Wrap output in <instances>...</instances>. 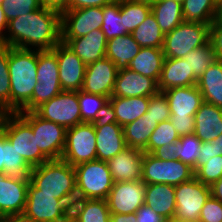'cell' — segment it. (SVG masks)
Segmentation results:
<instances>
[{"label":"cell","mask_w":222,"mask_h":222,"mask_svg":"<svg viewBox=\"0 0 222 222\" xmlns=\"http://www.w3.org/2000/svg\"><path fill=\"white\" fill-rule=\"evenodd\" d=\"M163 93L169 103L170 116L194 117L204 102L202 93L196 85L174 87L163 91Z\"/></svg>","instance_id":"cell-21"},{"label":"cell","mask_w":222,"mask_h":222,"mask_svg":"<svg viewBox=\"0 0 222 222\" xmlns=\"http://www.w3.org/2000/svg\"><path fill=\"white\" fill-rule=\"evenodd\" d=\"M137 222H165L166 219L157 214L146 204H143L136 212Z\"/></svg>","instance_id":"cell-52"},{"label":"cell","mask_w":222,"mask_h":222,"mask_svg":"<svg viewBox=\"0 0 222 222\" xmlns=\"http://www.w3.org/2000/svg\"><path fill=\"white\" fill-rule=\"evenodd\" d=\"M159 92L158 83L147 76L127 69L118 70L111 96L115 97H151Z\"/></svg>","instance_id":"cell-18"},{"label":"cell","mask_w":222,"mask_h":222,"mask_svg":"<svg viewBox=\"0 0 222 222\" xmlns=\"http://www.w3.org/2000/svg\"><path fill=\"white\" fill-rule=\"evenodd\" d=\"M183 60L187 61L190 72L198 79L217 58L212 45L208 42L200 48L192 49Z\"/></svg>","instance_id":"cell-38"},{"label":"cell","mask_w":222,"mask_h":222,"mask_svg":"<svg viewBox=\"0 0 222 222\" xmlns=\"http://www.w3.org/2000/svg\"><path fill=\"white\" fill-rule=\"evenodd\" d=\"M87 66L106 55L107 39L101 29L75 39H61Z\"/></svg>","instance_id":"cell-20"},{"label":"cell","mask_w":222,"mask_h":222,"mask_svg":"<svg viewBox=\"0 0 222 222\" xmlns=\"http://www.w3.org/2000/svg\"><path fill=\"white\" fill-rule=\"evenodd\" d=\"M97 160L108 162L115 155L127 148L123 127L118 123H110L95 127Z\"/></svg>","instance_id":"cell-23"},{"label":"cell","mask_w":222,"mask_h":222,"mask_svg":"<svg viewBox=\"0 0 222 222\" xmlns=\"http://www.w3.org/2000/svg\"><path fill=\"white\" fill-rule=\"evenodd\" d=\"M4 216L1 214V212H0V222H3V220H4Z\"/></svg>","instance_id":"cell-66"},{"label":"cell","mask_w":222,"mask_h":222,"mask_svg":"<svg viewBox=\"0 0 222 222\" xmlns=\"http://www.w3.org/2000/svg\"><path fill=\"white\" fill-rule=\"evenodd\" d=\"M201 144L202 141L194 133L180 136L176 159L195 169L200 156Z\"/></svg>","instance_id":"cell-40"},{"label":"cell","mask_w":222,"mask_h":222,"mask_svg":"<svg viewBox=\"0 0 222 222\" xmlns=\"http://www.w3.org/2000/svg\"><path fill=\"white\" fill-rule=\"evenodd\" d=\"M165 222H177V221H175L174 219H172V220H166Z\"/></svg>","instance_id":"cell-69"},{"label":"cell","mask_w":222,"mask_h":222,"mask_svg":"<svg viewBox=\"0 0 222 222\" xmlns=\"http://www.w3.org/2000/svg\"><path fill=\"white\" fill-rule=\"evenodd\" d=\"M63 222H75V221L71 217V218L65 219Z\"/></svg>","instance_id":"cell-65"},{"label":"cell","mask_w":222,"mask_h":222,"mask_svg":"<svg viewBox=\"0 0 222 222\" xmlns=\"http://www.w3.org/2000/svg\"><path fill=\"white\" fill-rule=\"evenodd\" d=\"M197 80L193 72H190L187 61L183 58H165L158 81V89L159 92H163L174 87L193 86L196 85Z\"/></svg>","instance_id":"cell-24"},{"label":"cell","mask_w":222,"mask_h":222,"mask_svg":"<svg viewBox=\"0 0 222 222\" xmlns=\"http://www.w3.org/2000/svg\"><path fill=\"white\" fill-rule=\"evenodd\" d=\"M6 147V174L10 177H17L22 179H30V172L32 168L25 162V160L18 155V152L11 145V142L5 135Z\"/></svg>","instance_id":"cell-43"},{"label":"cell","mask_w":222,"mask_h":222,"mask_svg":"<svg viewBox=\"0 0 222 222\" xmlns=\"http://www.w3.org/2000/svg\"><path fill=\"white\" fill-rule=\"evenodd\" d=\"M151 12L164 35L183 22L182 4L177 1L155 0L151 4Z\"/></svg>","instance_id":"cell-32"},{"label":"cell","mask_w":222,"mask_h":222,"mask_svg":"<svg viewBox=\"0 0 222 222\" xmlns=\"http://www.w3.org/2000/svg\"><path fill=\"white\" fill-rule=\"evenodd\" d=\"M115 115L116 123L122 127L142 117L148 110L150 97H115L109 98Z\"/></svg>","instance_id":"cell-30"},{"label":"cell","mask_w":222,"mask_h":222,"mask_svg":"<svg viewBox=\"0 0 222 222\" xmlns=\"http://www.w3.org/2000/svg\"><path fill=\"white\" fill-rule=\"evenodd\" d=\"M145 188L142 180L114 182L106 199L110 213H135L144 204Z\"/></svg>","instance_id":"cell-14"},{"label":"cell","mask_w":222,"mask_h":222,"mask_svg":"<svg viewBox=\"0 0 222 222\" xmlns=\"http://www.w3.org/2000/svg\"><path fill=\"white\" fill-rule=\"evenodd\" d=\"M165 55L161 48L142 47L129 64V69L143 76L160 79Z\"/></svg>","instance_id":"cell-29"},{"label":"cell","mask_w":222,"mask_h":222,"mask_svg":"<svg viewBox=\"0 0 222 222\" xmlns=\"http://www.w3.org/2000/svg\"><path fill=\"white\" fill-rule=\"evenodd\" d=\"M210 196V186L199 182L195 177L175 186L174 220L177 222L199 220L201 209Z\"/></svg>","instance_id":"cell-10"},{"label":"cell","mask_w":222,"mask_h":222,"mask_svg":"<svg viewBox=\"0 0 222 222\" xmlns=\"http://www.w3.org/2000/svg\"><path fill=\"white\" fill-rule=\"evenodd\" d=\"M118 69L109 59H103L92 62L86 66L82 91L89 94H98L111 97Z\"/></svg>","instance_id":"cell-16"},{"label":"cell","mask_w":222,"mask_h":222,"mask_svg":"<svg viewBox=\"0 0 222 222\" xmlns=\"http://www.w3.org/2000/svg\"><path fill=\"white\" fill-rule=\"evenodd\" d=\"M217 0H184L182 3L183 21L211 25L218 17Z\"/></svg>","instance_id":"cell-33"},{"label":"cell","mask_w":222,"mask_h":222,"mask_svg":"<svg viewBox=\"0 0 222 222\" xmlns=\"http://www.w3.org/2000/svg\"><path fill=\"white\" fill-rule=\"evenodd\" d=\"M89 200L86 192L76 183L72 189L58 199L57 206L71 218L72 215Z\"/></svg>","instance_id":"cell-45"},{"label":"cell","mask_w":222,"mask_h":222,"mask_svg":"<svg viewBox=\"0 0 222 222\" xmlns=\"http://www.w3.org/2000/svg\"><path fill=\"white\" fill-rule=\"evenodd\" d=\"M45 8H50L62 13L69 9V0H40Z\"/></svg>","instance_id":"cell-55"},{"label":"cell","mask_w":222,"mask_h":222,"mask_svg":"<svg viewBox=\"0 0 222 222\" xmlns=\"http://www.w3.org/2000/svg\"><path fill=\"white\" fill-rule=\"evenodd\" d=\"M170 121L179 136H185L194 133V117L170 116Z\"/></svg>","instance_id":"cell-50"},{"label":"cell","mask_w":222,"mask_h":222,"mask_svg":"<svg viewBox=\"0 0 222 222\" xmlns=\"http://www.w3.org/2000/svg\"><path fill=\"white\" fill-rule=\"evenodd\" d=\"M210 25L198 22H182L165 34L162 51L165 58H183L192 49L209 42Z\"/></svg>","instance_id":"cell-6"},{"label":"cell","mask_w":222,"mask_h":222,"mask_svg":"<svg viewBox=\"0 0 222 222\" xmlns=\"http://www.w3.org/2000/svg\"><path fill=\"white\" fill-rule=\"evenodd\" d=\"M147 113L158 123L170 120L169 103L163 92H158L150 97Z\"/></svg>","instance_id":"cell-47"},{"label":"cell","mask_w":222,"mask_h":222,"mask_svg":"<svg viewBox=\"0 0 222 222\" xmlns=\"http://www.w3.org/2000/svg\"><path fill=\"white\" fill-rule=\"evenodd\" d=\"M144 204L166 220L174 219L176 212L175 186L168 184H147Z\"/></svg>","instance_id":"cell-26"},{"label":"cell","mask_w":222,"mask_h":222,"mask_svg":"<svg viewBox=\"0 0 222 222\" xmlns=\"http://www.w3.org/2000/svg\"><path fill=\"white\" fill-rule=\"evenodd\" d=\"M173 1H177V2H179L181 4L184 2V0H173Z\"/></svg>","instance_id":"cell-68"},{"label":"cell","mask_w":222,"mask_h":222,"mask_svg":"<svg viewBox=\"0 0 222 222\" xmlns=\"http://www.w3.org/2000/svg\"><path fill=\"white\" fill-rule=\"evenodd\" d=\"M114 0H69V9H78L85 7H104Z\"/></svg>","instance_id":"cell-54"},{"label":"cell","mask_w":222,"mask_h":222,"mask_svg":"<svg viewBox=\"0 0 222 222\" xmlns=\"http://www.w3.org/2000/svg\"><path fill=\"white\" fill-rule=\"evenodd\" d=\"M182 222H201L200 220H195V221H182Z\"/></svg>","instance_id":"cell-67"},{"label":"cell","mask_w":222,"mask_h":222,"mask_svg":"<svg viewBox=\"0 0 222 222\" xmlns=\"http://www.w3.org/2000/svg\"><path fill=\"white\" fill-rule=\"evenodd\" d=\"M211 143L214 145L215 156L222 155V134L217 137L215 140H212Z\"/></svg>","instance_id":"cell-62"},{"label":"cell","mask_w":222,"mask_h":222,"mask_svg":"<svg viewBox=\"0 0 222 222\" xmlns=\"http://www.w3.org/2000/svg\"><path fill=\"white\" fill-rule=\"evenodd\" d=\"M151 4L121 0V19L127 34H131L149 15Z\"/></svg>","instance_id":"cell-37"},{"label":"cell","mask_w":222,"mask_h":222,"mask_svg":"<svg viewBox=\"0 0 222 222\" xmlns=\"http://www.w3.org/2000/svg\"><path fill=\"white\" fill-rule=\"evenodd\" d=\"M75 184L73 166L62 159L49 160L32 168L27 194L56 195V199H59Z\"/></svg>","instance_id":"cell-3"},{"label":"cell","mask_w":222,"mask_h":222,"mask_svg":"<svg viewBox=\"0 0 222 222\" xmlns=\"http://www.w3.org/2000/svg\"><path fill=\"white\" fill-rule=\"evenodd\" d=\"M177 150H178V141L158 147L151 154L164 161L173 160L176 159Z\"/></svg>","instance_id":"cell-53"},{"label":"cell","mask_w":222,"mask_h":222,"mask_svg":"<svg viewBox=\"0 0 222 222\" xmlns=\"http://www.w3.org/2000/svg\"><path fill=\"white\" fill-rule=\"evenodd\" d=\"M199 220L201 222H222V202L210 196L201 209Z\"/></svg>","instance_id":"cell-48"},{"label":"cell","mask_w":222,"mask_h":222,"mask_svg":"<svg viewBox=\"0 0 222 222\" xmlns=\"http://www.w3.org/2000/svg\"><path fill=\"white\" fill-rule=\"evenodd\" d=\"M3 222H36V221L31 217H28L24 213H19L16 215L5 217Z\"/></svg>","instance_id":"cell-60"},{"label":"cell","mask_w":222,"mask_h":222,"mask_svg":"<svg viewBox=\"0 0 222 222\" xmlns=\"http://www.w3.org/2000/svg\"><path fill=\"white\" fill-rule=\"evenodd\" d=\"M141 47L132 34L117 36L107 40L106 58H109L118 70L127 69Z\"/></svg>","instance_id":"cell-28"},{"label":"cell","mask_w":222,"mask_h":222,"mask_svg":"<svg viewBox=\"0 0 222 222\" xmlns=\"http://www.w3.org/2000/svg\"><path fill=\"white\" fill-rule=\"evenodd\" d=\"M35 112L45 120L57 123L66 129L82 123L78 91H61Z\"/></svg>","instance_id":"cell-12"},{"label":"cell","mask_w":222,"mask_h":222,"mask_svg":"<svg viewBox=\"0 0 222 222\" xmlns=\"http://www.w3.org/2000/svg\"><path fill=\"white\" fill-rule=\"evenodd\" d=\"M209 42L215 51L216 58L222 60V17H217L210 25Z\"/></svg>","instance_id":"cell-49"},{"label":"cell","mask_w":222,"mask_h":222,"mask_svg":"<svg viewBox=\"0 0 222 222\" xmlns=\"http://www.w3.org/2000/svg\"><path fill=\"white\" fill-rule=\"evenodd\" d=\"M9 46L0 44V111L10 113Z\"/></svg>","instance_id":"cell-39"},{"label":"cell","mask_w":222,"mask_h":222,"mask_svg":"<svg viewBox=\"0 0 222 222\" xmlns=\"http://www.w3.org/2000/svg\"><path fill=\"white\" fill-rule=\"evenodd\" d=\"M126 1L143 2V3L152 4L155 0H126Z\"/></svg>","instance_id":"cell-63"},{"label":"cell","mask_w":222,"mask_h":222,"mask_svg":"<svg viewBox=\"0 0 222 222\" xmlns=\"http://www.w3.org/2000/svg\"><path fill=\"white\" fill-rule=\"evenodd\" d=\"M142 150L127 147L107 163L113 182L141 181Z\"/></svg>","instance_id":"cell-19"},{"label":"cell","mask_w":222,"mask_h":222,"mask_svg":"<svg viewBox=\"0 0 222 222\" xmlns=\"http://www.w3.org/2000/svg\"><path fill=\"white\" fill-rule=\"evenodd\" d=\"M7 27H8V20L6 18V15L4 14V9L0 4V41L4 38L5 33L3 32L5 30L7 31Z\"/></svg>","instance_id":"cell-61"},{"label":"cell","mask_w":222,"mask_h":222,"mask_svg":"<svg viewBox=\"0 0 222 222\" xmlns=\"http://www.w3.org/2000/svg\"><path fill=\"white\" fill-rule=\"evenodd\" d=\"M57 204L56 195L27 194L23 213L36 222H63L68 217Z\"/></svg>","instance_id":"cell-22"},{"label":"cell","mask_w":222,"mask_h":222,"mask_svg":"<svg viewBox=\"0 0 222 222\" xmlns=\"http://www.w3.org/2000/svg\"><path fill=\"white\" fill-rule=\"evenodd\" d=\"M194 120V134L202 142L215 140L222 134V108L203 102Z\"/></svg>","instance_id":"cell-25"},{"label":"cell","mask_w":222,"mask_h":222,"mask_svg":"<svg viewBox=\"0 0 222 222\" xmlns=\"http://www.w3.org/2000/svg\"><path fill=\"white\" fill-rule=\"evenodd\" d=\"M61 159L73 167L97 160L96 132L92 122H82L67 129Z\"/></svg>","instance_id":"cell-9"},{"label":"cell","mask_w":222,"mask_h":222,"mask_svg":"<svg viewBox=\"0 0 222 222\" xmlns=\"http://www.w3.org/2000/svg\"><path fill=\"white\" fill-rule=\"evenodd\" d=\"M91 122L94 125V127H102L110 123H116V115L110 101H108L96 113V117Z\"/></svg>","instance_id":"cell-51"},{"label":"cell","mask_w":222,"mask_h":222,"mask_svg":"<svg viewBox=\"0 0 222 222\" xmlns=\"http://www.w3.org/2000/svg\"><path fill=\"white\" fill-rule=\"evenodd\" d=\"M38 50L9 47L10 113L19 112L32 98L37 84Z\"/></svg>","instance_id":"cell-2"},{"label":"cell","mask_w":222,"mask_h":222,"mask_svg":"<svg viewBox=\"0 0 222 222\" xmlns=\"http://www.w3.org/2000/svg\"><path fill=\"white\" fill-rule=\"evenodd\" d=\"M218 17H222V1L219 2V11H218Z\"/></svg>","instance_id":"cell-64"},{"label":"cell","mask_w":222,"mask_h":222,"mask_svg":"<svg viewBox=\"0 0 222 222\" xmlns=\"http://www.w3.org/2000/svg\"><path fill=\"white\" fill-rule=\"evenodd\" d=\"M110 220L112 222H137L136 213H129V214L111 213Z\"/></svg>","instance_id":"cell-58"},{"label":"cell","mask_w":222,"mask_h":222,"mask_svg":"<svg viewBox=\"0 0 222 222\" xmlns=\"http://www.w3.org/2000/svg\"><path fill=\"white\" fill-rule=\"evenodd\" d=\"M196 86L204 102L222 108V60L213 62L198 78Z\"/></svg>","instance_id":"cell-27"},{"label":"cell","mask_w":222,"mask_h":222,"mask_svg":"<svg viewBox=\"0 0 222 222\" xmlns=\"http://www.w3.org/2000/svg\"><path fill=\"white\" fill-rule=\"evenodd\" d=\"M195 177L192 167L179 159L161 160L151 153L143 154L141 180L147 184H168L177 186Z\"/></svg>","instance_id":"cell-7"},{"label":"cell","mask_w":222,"mask_h":222,"mask_svg":"<svg viewBox=\"0 0 222 222\" xmlns=\"http://www.w3.org/2000/svg\"><path fill=\"white\" fill-rule=\"evenodd\" d=\"M17 113L31 126L40 151L49 160L61 159L67 129L57 123L43 119L35 111Z\"/></svg>","instance_id":"cell-8"},{"label":"cell","mask_w":222,"mask_h":222,"mask_svg":"<svg viewBox=\"0 0 222 222\" xmlns=\"http://www.w3.org/2000/svg\"><path fill=\"white\" fill-rule=\"evenodd\" d=\"M194 172L195 178L199 182L211 186L222 177V155L198 160Z\"/></svg>","instance_id":"cell-41"},{"label":"cell","mask_w":222,"mask_h":222,"mask_svg":"<svg viewBox=\"0 0 222 222\" xmlns=\"http://www.w3.org/2000/svg\"><path fill=\"white\" fill-rule=\"evenodd\" d=\"M103 24V7L68 9L61 13V39L87 35Z\"/></svg>","instance_id":"cell-13"},{"label":"cell","mask_w":222,"mask_h":222,"mask_svg":"<svg viewBox=\"0 0 222 222\" xmlns=\"http://www.w3.org/2000/svg\"><path fill=\"white\" fill-rule=\"evenodd\" d=\"M61 28V13L41 7L10 20L0 44L21 49L35 46L39 51L53 50L61 42Z\"/></svg>","instance_id":"cell-1"},{"label":"cell","mask_w":222,"mask_h":222,"mask_svg":"<svg viewBox=\"0 0 222 222\" xmlns=\"http://www.w3.org/2000/svg\"><path fill=\"white\" fill-rule=\"evenodd\" d=\"M212 157H215L214 145L211 141L202 142L198 160L211 159Z\"/></svg>","instance_id":"cell-57"},{"label":"cell","mask_w":222,"mask_h":222,"mask_svg":"<svg viewBox=\"0 0 222 222\" xmlns=\"http://www.w3.org/2000/svg\"><path fill=\"white\" fill-rule=\"evenodd\" d=\"M101 30L107 40L127 34L123 19H121V0H114L103 7Z\"/></svg>","instance_id":"cell-35"},{"label":"cell","mask_w":222,"mask_h":222,"mask_svg":"<svg viewBox=\"0 0 222 222\" xmlns=\"http://www.w3.org/2000/svg\"><path fill=\"white\" fill-rule=\"evenodd\" d=\"M0 128L5 132L6 138L11 142L18 155L31 168L49 161L38 148L31 126L18 113H4Z\"/></svg>","instance_id":"cell-4"},{"label":"cell","mask_w":222,"mask_h":222,"mask_svg":"<svg viewBox=\"0 0 222 222\" xmlns=\"http://www.w3.org/2000/svg\"><path fill=\"white\" fill-rule=\"evenodd\" d=\"M37 84L31 100L19 112H32L57 96L62 90L57 56L52 50H38Z\"/></svg>","instance_id":"cell-5"},{"label":"cell","mask_w":222,"mask_h":222,"mask_svg":"<svg viewBox=\"0 0 222 222\" xmlns=\"http://www.w3.org/2000/svg\"><path fill=\"white\" fill-rule=\"evenodd\" d=\"M74 170L76 183L86 192L89 199H107L114 183L107 162H84L76 165Z\"/></svg>","instance_id":"cell-11"},{"label":"cell","mask_w":222,"mask_h":222,"mask_svg":"<svg viewBox=\"0 0 222 222\" xmlns=\"http://www.w3.org/2000/svg\"><path fill=\"white\" fill-rule=\"evenodd\" d=\"M58 61L59 81L63 91H79L82 89L86 65L64 43L60 42L52 50Z\"/></svg>","instance_id":"cell-15"},{"label":"cell","mask_w":222,"mask_h":222,"mask_svg":"<svg viewBox=\"0 0 222 222\" xmlns=\"http://www.w3.org/2000/svg\"><path fill=\"white\" fill-rule=\"evenodd\" d=\"M78 101L81 120L83 122H91L96 117V113L109 101V98L98 94H89L79 90Z\"/></svg>","instance_id":"cell-44"},{"label":"cell","mask_w":222,"mask_h":222,"mask_svg":"<svg viewBox=\"0 0 222 222\" xmlns=\"http://www.w3.org/2000/svg\"><path fill=\"white\" fill-rule=\"evenodd\" d=\"M30 179L0 173V212L4 217L23 213Z\"/></svg>","instance_id":"cell-17"},{"label":"cell","mask_w":222,"mask_h":222,"mask_svg":"<svg viewBox=\"0 0 222 222\" xmlns=\"http://www.w3.org/2000/svg\"><path fill=\"white\" fill-rule=\"evenodd\" d=\"M6 172L5 132L0 128V173Z\"/></svg>","instance_id":"cell-56"},{"label":"cell","mask_w":222,"mask_h":222,"mask_svg":"<svg viewBox=\"0 0 222 222\" xmlns=\"http://www.w3.org/2000/svg\"><path fill=\"white\" fill-rule=\"evenodd\" d=\"M158 122L146 112L142 117L123 126L124 139L127 147L144 150L152 132L158 126Z\"/></svg>","instance_id":"cell-31"},{"label":"cell","mask_w":222,"mask_h":222,"mask_svg":"<svg viewBox=\"0 0 222 222\" xmlns=\"http://www.w3.org/2000/svg\"><path fill=\"white\" fill-rule=\"evenodd\" d=\"M2 116H3V113L0 111V122H1Z\"/></svg>","instance_id":"cell-70"},{"label":"cell","mask_w":222,"mask_h":222,"mask_svg":"<svg viewBox=\"0 0 222 222\" xmlns=\"http://www.w3.org/2000/svg\"><path fill=\"white\" fill-rule=\"evenodd\" d=\"M134 40L142 47H163L164 33L161 31L152 12L132 33Z\"/></svg>","instance_id":"cell-34"},{"label":"cell","mask_w":222,"mask_h":222,"mask_svg":"<svg viewBox=\"0 0 222 222\" xmlns=\"http://www.w3.org/2000/svg\"><path fill=\"white\" fill-rule=\"evenodd\" d=\"M211 196L222 202V177L211 186Z\"/></svg>","instance_id":"cell-59"},{"label":"cell","mask_w":222,"mask_h":222,"mask_svg":"<svg viewBox=\"0 0 222 222\" xmlns=\"http://www.w3.org/2000/svg\"><path fill=\"white\" fill-rule=\"evenodd\" d=\"M111 213L107 200L89 199L73 215L75 222H109Z\"/></svg>","instance_id":"cell-36"},{"label":"cell","mask_w":222,"mask_h":222,"mask_svg":"<svg viewBox=\"0 0 222 222\" xmlns=\"http://www.w3.org/2000/svg\"><path fill=\"white\" fill-rule=\"evenodd\" d=\"M1 5L8 22L43 7L40 0H3Z\"/></svg>","instance_id":"cell-46"},{"label":"cell","mask_w":222,"mask_h":222,"mask_svg":"<svg viewBox=\"0 0 222 222\" xmlns=\"http://www.w3.org/2000/svg\"><path fill=\"white\" fill-rule=\"evenodd\" d=\"M180 136L173 127L170 120L158 124L149 137L148 145L143 150L145 153H152L156 148L179 141Z\"/></svg>","instance_id":"cell-42"}]
</instances>
